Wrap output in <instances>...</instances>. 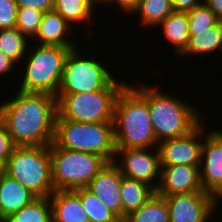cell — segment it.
Instances as JSON below:
<instances>
[{
    "mask_svg": "<svg viewBox=\"0 0 222 222\" xmlns=\"http://www.w3.org/2000/svg\"><path fill=\"white\" fill-rule=\"evenodd\" d=\"M73 27L57 12L49 11L43 14L39 30L33 41L38 45H54L61 47H78L71 40Z\"/></svg>",
    "mask_w": 222,
    "mask_h": 222,
    "instance_id": "cell-16",
    "label": "cell"
},
{
    "mask_svg": "<svg viewBox=\"0 0 222 222\" xmlns=\"http://www.w3.org/2000/svg\"><path fill=\"white\" fill-rule=\"evenodd\" d=\"M203 121L200 180L205 192L222 199V130L206 131ZM206 136V137H205Z\"/></svg>",
    "mask_w": 222,
    "mask_h": 222,
    "instance_id": "cell-12",
    "label": "cell"
},
{
    "mask_svg": "<svg viewBox=\"0 0 222 222\" xmlns=\"http://www.w3.org/2000/svg\"><path fill=\"white\" fill-rule=\"evenodd\" d=\"M2 222H52V206L49 197H37Z\"/></svg>",
    "mask_w": 222,
    "mask_h": 222,
    "instance_id": "cell-25",
    "label": "cell"
},
{
    "mask_svg": "<svg viewBox=\"0 0 222 222\" xmlns=\"http://www.w3.org/2000/svg\"><path fill=\"white\" fill-rule=\"evenodd\" d=\"M15 91L12 99L1 100L0 122L16 146H49L54 140L57 98Z\"/></svg>",
    "mask_w": 222,
    "mask_h": 222,
    "instance_id": "cell-1",
    "label": "cell"
},
{
    "mask_svg": "<svg viewBox=\"0 0 222 222\" xmlns=\"http://www.w3.org/2000/svg\"><path fill=\"white\" fill-rule=\"evenodd\" d=\"M127 82L115 79L106 89L89 93L57 94L56 118L75 122H113L114 105Z\"/></svg>",
    "mask_w": 222,
    "mask_h": 222,
    "instance_id": "cell-7",
    "label": "cell"
},
{
    "mask_svg": "<svg viewBox=\"0 0 222 222\" xmlns=\"http://www.w3.org/2000/svg\"><path fill=\"white\" fill-rule=\"evenodd\" d=\"M43 12L33 8L21 7L17 10L16 28L32 40L38 30L43 17Z\"/></svg>",
    "mask_w": 222,
    "mask_h": 222,
    "instance_id": "cell-28",
    "label": "cell"
},
{
    "mask_svg": "<svg viewBox=\"0 0 222 222\" xmlns=\"http://www.w3.org/2000/svg\"><path fill=\"white\" fill-rule=\"evenodd\" d=\"M122 173L114 162L106 163L86 187L122 220Z\"/></svg>",
    "mask_w": 222,
    "mask_h": 222,
    "instance_id": "cell-15",
    "label": "cell"
},
{
    "mask_svg": "<svg viewBox=\"0 0 222 222\" xmlns=\"http://www.w3.org/2000/svg\"><path fill=\"white\" fill-rule=\"evenodd\" d=\"M18 8L28 7L43 13L54 10V0H14Z\"/></svg>",
    "mask_w": 222,
    "mask_h": 222,
    "instance_id": "cell-32",
    "label": "cell"
},
{
    "mask_svg": "<svg viewBox=\"0 0 222 222\" xmlns=\"http://www.w3.org/2000/svg\"><path fill=\"white\" fill-rule=\"evenodd\" d=\"M5 172V165L0 161V175Z\"/></svg>",
    "mask_w": 222,
    "mask_h": 222,
    "instance_id": "cell-39",
    "label": "cell"
},
{
    "mask_svg": "<svg viewBox=\"0 0 222 222\" xmlns=\"http://www.w3.org/2000/svg\"><path fill=\"white\" fill-rule=\"evenodd\" d=\"M18 67V64L12 60L11 58L7 57L1 50H0V76L5 77L10 74V72ZM9 73V74H8Z\"/></svg>",
    "mask_w": 222,
    "mask_h": 222,
    "instance_id": "cell-34",
    "label": "cell"
},
{
    "mask_svg": "<svg viewBox=\"0 0 222 222\" xmlns=\"http://www.w3.org/2000/svg\"><path fill=\"white\" fill-rule=\"evenodd\" d=\"M189 31L208 30L215 25L218 20L213 11L203 2L187 12Z\"/></svg>",
    "mask_w": 222,
    "mask_h": 222,
    "instance_id": "cell-29",
    "label": "cell"
},
{
    "mask_svg": "<svg viewBox=\"0 0 222 222\" xmlns=\"http://www.w3.org/2000/svg\"><path fill=\"white\" fill-rule=\"evenodd\" d=\"M154 193L155 190L150 185L123 176L120 188L122 221L130 212L144 205Z\"/></svg>",
    "mask_w": 222,
    "mask_h": 222,
    "instance_id": "cell-22",
    "label": "cell"
},
{
    "mask_svg": "<svg viewBox=\"0 0 222 222\" xmlns=\"http://www.w3.org/2000/svg\"><path fill=\"white\" fill-rule=\"evenodd\" d=\"M139 84V85H138ZM136 85V86H134ZM148 103L157 142L180 138L195 130L206 118L200 115L197 106L193 107L186 100L174 97L157 86L144 83L131 85Z\"/></svg>",
    "mask_w": 222,
    "mask_h": 222,
    "instance_id": "cell-2",
    "label": "cell"
},
{
    "mask_svg": "<svg viewBox=\"0 0 222 222\" xmlns=\"http://www.w3.org/2000/svg\"><path fill=\"white\" fill-rule=\"evenodd\" d=\"M54 190L86 188L107 163L101 156L49 145Z\"/></svg>",
    "mask_w": 222,
    "mask_h": 222,
    "instance_id": "cell-8",
    "label": "cell"
},
{
    "mask_svg": "<svg viewBox=\"0 0 222 222\" xmlns=\"http://www.w3.org/2000/svg\"><path fill=\"white\" fill-rule=\"evenodd\" d=\"M80 49V47H75L69 52L57 94L104 90L116 79L108 65L105 66V62H100V58L92 57L88 53L84 56V52L82 49L80 52Z\"/></svg>",
    "mask_w": 222,
    "mask_h": 222,
    "instance_id": "cell-9",
    "label": "cell"
},
{
    "mask_svg": "<svg viewBox=\"0 0 222 222\" xmlns=\"http://www.w3.org/2000/svg\"><path fill=\"white\" fill-rule=\"evenodd\" d=\"M18 5L14 0H0V29L14 28Z\"/></svg>",
    "mask_w": 222,
    "mask_h": 222,
    "instance_id": "cell-30",
    "label": "cell"
},
{
    "mask_svg": "<svg viewBox=\"0 0 222 222\" xmlns=\"http://www.w3.org/2000/svg\"><path fill=\"white\" fill-rule=\"evenodd\" d=\"M96 8L92 0H54V11L59 13L73 27V30L75 25L84 23L85 27L89 28L87 33L89 35L93 33L91 22Z\"/></svg>",
    "mask_w": 222,
    "mask_h": 222,
    "instance_id": "cell-19",
    "label": "cell"
},
{
    "mask_svg": "<svg viewBox=\"0 0 222 222\" xmlns=\"http://www.w3.org/2000/svg\"><path fill=\"white\" fill-rule=\"evenodd\" d=\"M163 30L161 33L173 46V52L179 55L185 50L189 41V22L187 12L174 11L157 27Z\"/></svg>",
    "mask_w": 222,
    "mask_h": 222,
    "instance_id": "cell-20",
    "label": "cell"
},
{
    "mask_svg": "<svg viewBox=\"0 0 222 222\" xmlns=\"http://www.w3.org/2000/svg\"><path fill=\"white\" fill-rule=\"evenodd\" d=\"M93 2H94V4L96 5V6H101L100 4L102 3H105L107 0H92ZM97 4H99V5H97Z\"/></svg>",
    "mask_w": 222,
    "mask_h": 222,
    "instance_id": "cell-38",
    "label": "cell"
},
{
    "mask_svg": "<svg viewBox=\"0 0 222 222\" xmlns=\"http://www.w3.org/2000/svg\"><path fill=\"white\" fill-rule=\"evenodd\" d=\"M190 192H205L200 180V166L161 165L155 193L165 197Z\"/></svg>",
    "mask_w": 222,
    "mask_h": 222,
    "instance_id": "cell-14",
    "label": "cell"
},
{
    "mask_svg": "<svg viewBox=\"0 0 222 222\" xmlns=\"http://www.w3.org/2000/svg\"><path fill=\"white\" fill-rule=\"evenodd\" d=\"M175 11L188 12L200 5L202 0H171Z\"/></svg>",
    "mask_w": 222,
    "mask_h": 222,
    "instance_id": "cell-35",
    "label": "cell"
},
{
    "mask_svg": "<svg viewBox=\"0 0 222 222\" xmlns=\"http://www.w3.org/2000/svg\"><path fill=\"white\" fill-rule=\"evenodd\" d=\"M174 11L171 0H140L134 13L138 14L140 25L147 26L148 29H155Z\"/></svg>",
    "mask_w": 222,
    "mask_h": 222,
    "instance_id": "cell-24",
    "label": "cell"
},
{
    "mask_svg": "<svg viewBox=\"0 0 222 222\" xmlns=\"http://www.w3.org/2000/svg\"><path fill=\"white\" fill-rule=\"evenodd\" d=\"M82 206L88 214L90 222H122V220L110 209H108L91 191L87 188H77Z\"/></svg>",
    "mask_w": 222,
    "mask_h": 222,
    "instance_id": "cell-27",
    "label": "cell"
},
{
    "mask_svg": "<svg viewBox=\"0 0 222 222\" xmlns=\"http://www.w3.org/2000/svg\"><path fill=\"white\" fill-rule=\"evenodd\" d=\"M31 48L24 57L25 62H21L24 68L19 71L22 75L18 90L28 93H47L56 97L66 58L75 47L38 45L35 49Z\"/></svg>",
    "mask_w": 222,
    "mask_h": 222,
    "instance_id": "cell-4",
    "label": "cell"
},
{
    "mask_svg": "<svg viewBox=\"0 0 222 222\" xmlns=\"http://www.w3.org/2000/svg\"><path fill=\"white\" fill-rule=\"evenodd\" d=\"M28 43L29 38L16 27L0 29V50L19 64V67L22 66L20 62L24 60L28 49L31 47Z\"/></svg>",
    "mask_w": 222,
    "mask_h": 222,
    "instance_id": "cell-26",
    "label": "cell"
},
{
    "mask_svg": "<svg viewBox=\"0 0 222 222\" xmlns=\"http://www.w3.org/2000/svg\"><path fill=\"white\" fill-rule=\"evenodd\" d=\"M114 163L119 167L123 176L144 182L154 190L157 188L161 172L157 147L116 149Z\"/></svg>",
    "mask_w": 222,
    "mask_h": 222,
    "instance_id": "cell-10",
    "label": "cell"
},
{
    "mask_svg": "<svg viewBox=\"0 0 222 222\" xmlns=\"http://www.w3.org/2000/svg\"><path fill=\"white\" fill-rule=\"evenodd\" d=\"M16 145L13 143L12 138L7 131L6 127L0 122V161L5 165L8 158Z\"/></svg>",
    "mask_w": 222,
    "mask_h": 222,
    "instance_id": "cell-31",
    "label": "cell"
},
{
    "mask_svg": "<svg viewBox=\"0 0 222 222\" xmlns=\"http://www.w3.org/2000/svg\"><path fill=\"white\" fill-rule=\"evenodd\" d=\"M52 222H90L75 190H55L49 197Z\"/></svg>",
    "mask_w": 222,
    "mask_h": 222,
    "instance_id": "cell-17",
    "label": "cell"
},
{
    "mask_svg": "<svg viewBox=\"0 0 222 222\" xmlns=\"http://www.w3.org/2000/svg\"><path fill=\"white\" fill-rule=\"evenodd\" d=\"M5 173L36 197H50L55 191L49 146H16L5 164Z\"/></svg>",
    "mask_w": 222,
    "mask_h": 222,
    "instance_id": "cell-6",
    "label": "cell"
},
{
    "mask_svg": "<svg viewBox=\"0 0 222 222\" xmlns=\"http://www.w3.org/2000/svg\"><path fill=\"white\" fill-rule=\"evenodd\" d=\"M164 198L170 222H210L219 207V200L208 192L174 194Z\"/></svg>",
    "mask_w": 222,
    "mask_h": 222,
    "instance_id": "cell-11",
    "label": "cell"
},
{
    "mask_svg": "<svg viewBox=\"0 0 222 222\" xmlns=\"http://www.w3.org/2000/svg\"><path fill=\"white\" fill-rule=\"evenodd\" d=\"M202 138L203 122L186 136L159 142L160 164L200 166Z\"/></svg>",
    "mask_w": 222,
    "mask_h": 222,
    "instance_id": "cell-13",
    "label": "cell"
},
{
    "mask_svg": "<svg viewBox=\"0 0 222 222\" xmlns=\"http://www.w3.org/2000/svg\"><path fill=\"white\" fill-rule=\"evenodd\" d=\"M113 130L116 149L158 147L148 103L128 83L115 101Z\"/></svg>",
    "mask_w": 222,
    "mask_h": 222,
    "instance_id": "cell-3",
    "label": "cell"
},
{
    "mask_svg": "<svg viewBox=\"0 0 222 222\" xmlns=\"http://www.w3.org/2000/svg\"><path fill=\"white\" fill-rule=\"evenodd\" d=\"M140 0H107L103 5H114L121 10V13L131 15L138 8Z\"/></svg>",
    "mask_w": 222,
    "mask_h": 222,
    "instance_id": "cell-33",
    "label": "cell"
},
{
    "mask_svg": "<svg viewBox=\"0 0 222 222\" xmlns=\"http://www.w3.org/2000/svg\"><path fill=\"white\" fill-rule=\"evenodd\" d=\"M37 197L5 172L0 175V222Z\"/></svg>",
    "mask_w": 222,
    "mask_h": 222,
    "instance_id": "cell-18",
    "label": "cell"
},
{
    "mask_svg": "<svg viewBox=\"0 0 222 222\" xmlns=\"http://www.w3.org/2000/svg\"><path fill=\"white\" fill-rule=\"evenodd\" d=\"M215 14L218 21L222 22V0H202Z\"/></svg>",
    "mask_w": 222,
    "mask_h": 222,
    "instance_id": "cell-36",
    "label": "cell"
},
{
    "mask_svg": "<svg viewBox=\"0 0 222 222\" xmlns=\"http://www.w3.org/2000/svg\"><path fill=\"white\" fill-rule=\"evenodd\" d=\"M122 222H170L164 197L154 193L139 209L130 212Z\"/></svg>",
    "mask_w": 222,
    "mask_h": 222,
    "instance_id": "cell-23",
    "label": "cell"
},
{
    "mask_svg": "<svg viewBox=\"0 0 222 222\" xmlns=\"http://www.w3.org/2000/svg\"><path fill=\"white\" fill-rule=\"evenodd\" d=\"M217 52H218V55L220 54L221 55L220 57H222V37L220 39V42H219V45H218V48H217Z\"/></svg>",
    "mask_w": 222,
    "mask_h": 222,
    "instance_id": "cell-37",
    "label": "cell"
},
{
    "mask_svg": "<svg viewBox=\"0 0 222 222\" xmlns=\"http://www.w3.org/2000/svg\"><path fill=\"white\" fill-rule=\"evenodd\" d=\"M53 143L63 149L101 156L107 163L116 155L113 122L86 123L56 118Z\"/></svg>",
    "mask_w": 222,
    "mask_h": 222,
    "instance_id": "cell-5",
    "label": "cell"
},
{
    "mask_svg": "<svg viewBox=\"0 0 222 222\" xmlns=\"http://www.w3.org/2000/svg\"><path fill=\"white\" fill-rule=\"evenodd\" d=\"M222 37V22L218 21L215 25L202 31H189V41L185 50L179 55L185 56H210L217 52V48ZM185 55V56H184Z\"/></svg>",
    "mask_w": 222,
    "mask_h": 222,
    "instance_id": "cell-21",
    "label": "cell"
}]
</instances>
